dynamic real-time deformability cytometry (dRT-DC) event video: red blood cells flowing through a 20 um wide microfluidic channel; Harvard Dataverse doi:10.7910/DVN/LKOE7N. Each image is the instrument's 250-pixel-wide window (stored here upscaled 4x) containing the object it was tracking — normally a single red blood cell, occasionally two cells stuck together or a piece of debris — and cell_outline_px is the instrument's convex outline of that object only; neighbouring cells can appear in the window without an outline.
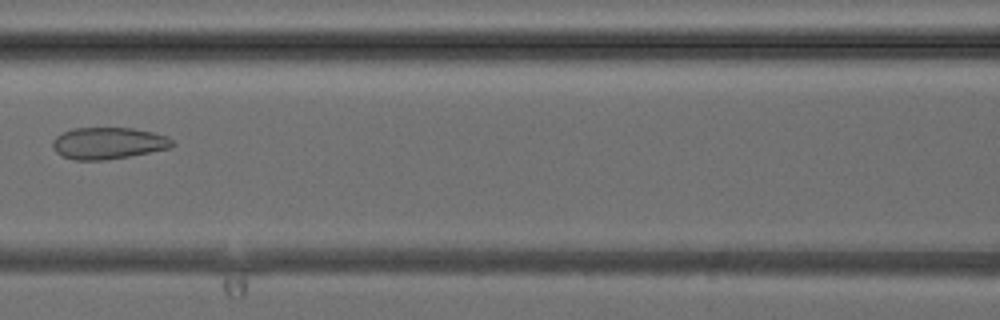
{"species": "common noctule bat (a hibernating species)", "species_latin": "Nyctalus noctula", "temperature_condition": "cold", "stored_images_in_passage": 5, "camera_frame_rate_fps": 3000, "um_per_image_px": 0.085, "animal": {"sex": "female", "body_mass_g": 24.6, "forearm_length_mm": 56.2}, "frame": {"image": 1, "passage_image": 5, "time_ms": 5.333, "image_size_px": [1000, 320], "cell_outline_px": [[176, 144], [172, 148], [128, 156], [104, 160], [76, 160], [64, 156], [56, 152], [52, 148], [52, 140], [56, 136], [72, 128], [132, 128], [152, 132], [168, 136]], "centroid_in_image_um": [9.22, 12.17], "position_along_channel_um": 157.4, "area_um2": 22.14}}